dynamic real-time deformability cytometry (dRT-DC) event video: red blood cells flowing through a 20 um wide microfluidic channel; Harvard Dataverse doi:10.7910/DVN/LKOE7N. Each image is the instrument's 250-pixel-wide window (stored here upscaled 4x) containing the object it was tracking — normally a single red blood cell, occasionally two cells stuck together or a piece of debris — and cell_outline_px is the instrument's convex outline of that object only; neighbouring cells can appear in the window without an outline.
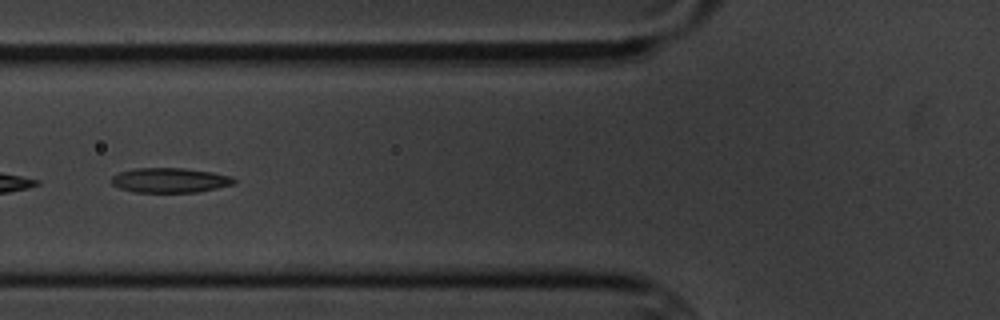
{"species": "common noctule bat (a hibernating species)", "species_latin": "Nyctalus noctula", "temperature_condition": "cold", "stored_images_in_passage": 15, "camera_frame_rate_fps": 3000, "um_per_image_px": 0.085, "animal": {"sex": "male", "body_mass_g": 20.1, "forearm_length_mm": 53.5}, "frame": {"image": 1, "passage_image": 6, "time_ms": 6.667, "image_size_px": [1000, 320], "cell_outline_px": [[236, 184], [196, 192], [136, 192], [120, 188], [112, 184], [112, 176], [120, 172], [136, 168], [184, 168], [212, 172], [232, 176], [236, 180]], "centroid_in_image_um": [14.48, 15.32], "position_along_channel_um": 111.3, "area_um2": 17.63}}
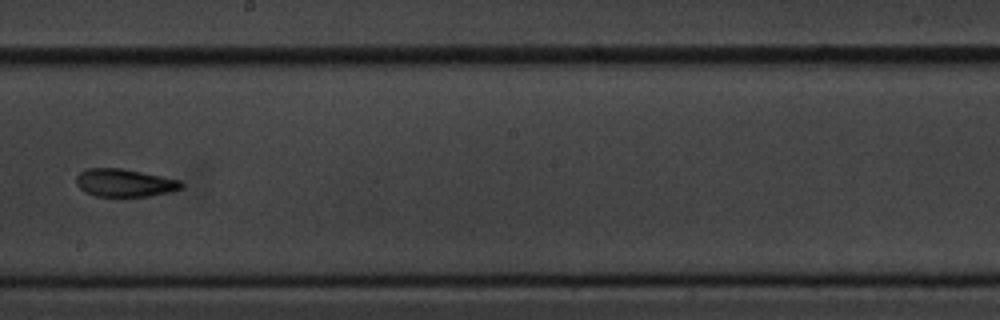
{"frame": {"image": 2, "passage_image": 9, "time_ms": 10.333, "image_size_px": [1000, 320], "cell_outline_px": [[184, 188], [172, 192], [152, 196], [96, 196], [84, 192], [76, 184], [76, 176], [80, 172], [88, 168], [120, 168], [180, 180], [184, 184]], "centroid_in_image_um": [10.61, 15.55], "position_along_channel_um": 237.6, "area_um2": 17.11}}
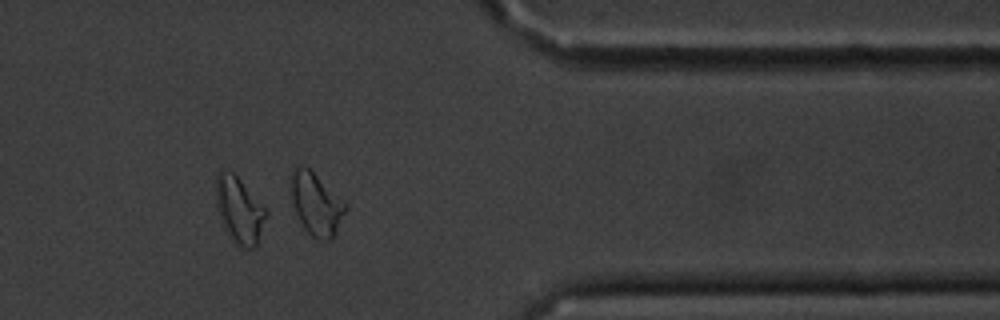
{"frame": {"image": 3, "passage_image": 13, "time_ms": 15.0, "image_size_px": [1000, 320], "cell_outline_px": [[268, 216], [256, 248], [244, 248], [236, 244], [228, 232], [216, 208], [216, 176], [220, 168], [228, 168], [240, 180], [268, 212]], "centroid_in_image_um": [20.35, 17.84], "position_along_channel_um": 391.1, "area_um2": 19.25}, "authors_computed_cell_mechanics": {"area_um2": 18.0914, "velocity_mm_per_s": 3.442, "shape_relaxation_time_tau1_ms": null, "shape_relaxation_time_tau2_ms": 4.6621, "deformation_change_tau1": null, "deformation_change_tau2": 0.1239}}